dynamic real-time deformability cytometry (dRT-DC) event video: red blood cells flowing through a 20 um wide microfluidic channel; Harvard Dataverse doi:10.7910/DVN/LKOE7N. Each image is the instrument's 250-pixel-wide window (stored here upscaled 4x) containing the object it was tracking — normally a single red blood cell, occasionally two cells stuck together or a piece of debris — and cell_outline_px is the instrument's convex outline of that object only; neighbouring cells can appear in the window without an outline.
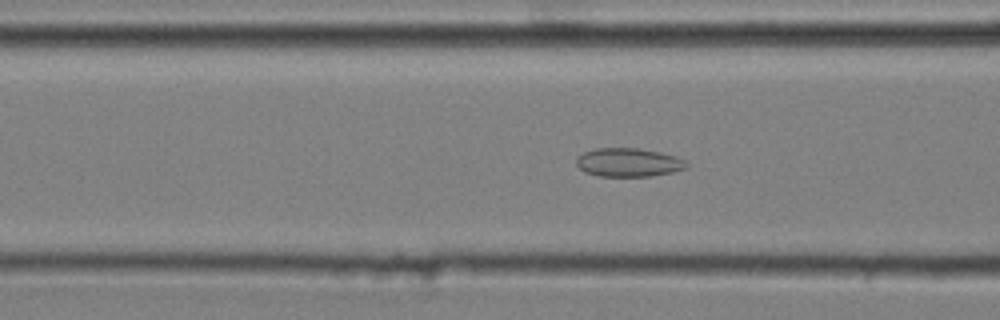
{"species": "common noctule bat (a hibernating species)", "species_latin": "Nyctalus noctula", "temperature_condition": "cold", "stored_images_in_passage": 54, "camera_frame_rate_fps": 3000, "um_per_image_px": 0.085, "animal": {"sex": "male", "body_mass_g": 20.4}, "frame": {"image": 1, "passage_image": 21, "time_ms": 6.667, "image_size_px": [1000, 320], "cell_outline_px": [[688, 168], [672, 172], [652, 176], [600, 176], [584, 172], [576, 164], [576, 156], [584, 152], [596, 148], [640, 148], [660, 152], [676, 156], [684, 160], [688, 164]], "centroid_in_image_um": [53.42, 13.8], "position_along_channel_um": 113.2, "area_um2": 18.5}}
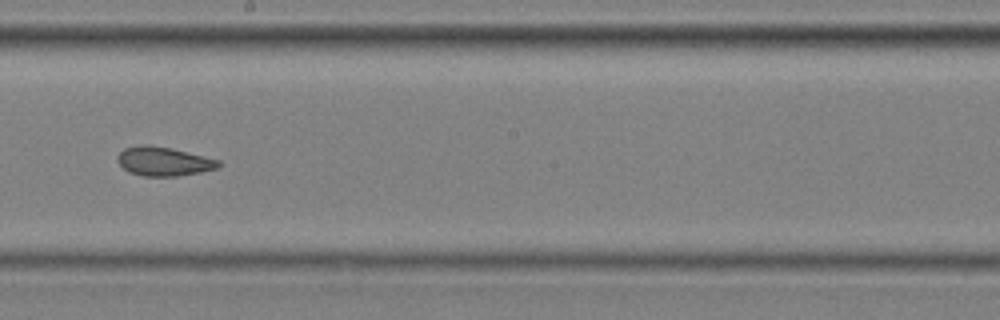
{"frame": {"image": 2, "passage_image": 31, "time_ms": 10.0, "image_size_px": [1000, 320], "cell_outline_px": [[220, 164], [216, 168], [200, 172], [176, 176], [144, 176], [128, 172], [116, 160], [116, 156], [124, 148], [144, 144], [148, 144], [172, 148], [220, 160]], "centroid_in_image_um": [13.87, 13.71], "position_along_channel_um": 234.3, "area_um2": 17.05}}
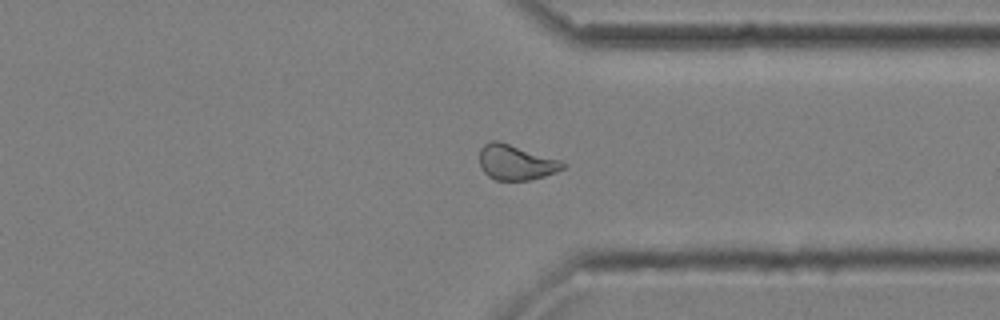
{"frame": {"image": 3, "passage_image": 42, "time_ms": 13.667, "image_size_px": [1000, 320], "cell_outline_px": [[568, 164], [564, 168], [556, 172], [532, 180], [496, 180], [488, 176], [480, 168], [480, 148], [484, 144], [492, 140], [500, 140], [560, 160]], "centroid_in_image_um": [43.85, 13.79], "position_along_channel_um": 367.6, "area_um2": 17.28}}